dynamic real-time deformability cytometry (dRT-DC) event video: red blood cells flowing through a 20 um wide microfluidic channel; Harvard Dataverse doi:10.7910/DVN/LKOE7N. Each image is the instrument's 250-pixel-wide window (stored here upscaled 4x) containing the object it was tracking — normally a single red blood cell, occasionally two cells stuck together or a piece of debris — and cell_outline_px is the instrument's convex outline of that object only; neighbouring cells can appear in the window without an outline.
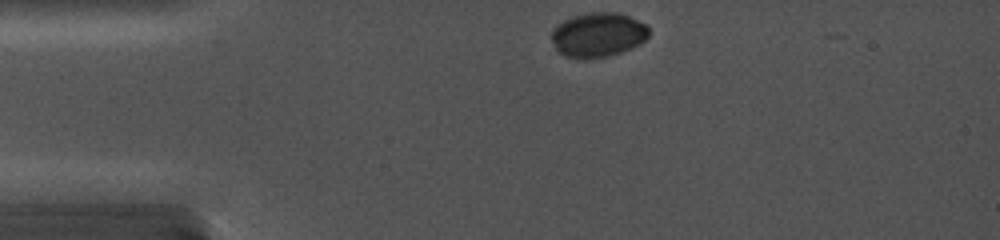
{"species": "common noctule bat (a hibernating species)", "species_latin": "Nyctalus noctula", "temperature_condition": "cold", "stored_images_in_passage": 2, "camera_frame_rate_fps": 5000, "um_per_image_px": 0.085, "animal": {"sex": "female", "body_mass_g": 19.0, "forearm_length_mm": 56.7}, "frame": {"image": 1, "passage_image": 1, "time_ms": 0.0, "image_size_px": [1000, 240], "cell_outline_px": [[648, 36], [644, 40], [628, 48], [616, 52], [600, 56], [568, 56], [560, 52], [556, 48], [552, 40], [552, 28], [556, 24], [564, 20], [576, 16], [592, 12], [620, 12], [648, 24]], "centroid_in_image_um": [50.84, 2.88], "position_along_channel_um": 34.2, "area_um2": 24.28}}